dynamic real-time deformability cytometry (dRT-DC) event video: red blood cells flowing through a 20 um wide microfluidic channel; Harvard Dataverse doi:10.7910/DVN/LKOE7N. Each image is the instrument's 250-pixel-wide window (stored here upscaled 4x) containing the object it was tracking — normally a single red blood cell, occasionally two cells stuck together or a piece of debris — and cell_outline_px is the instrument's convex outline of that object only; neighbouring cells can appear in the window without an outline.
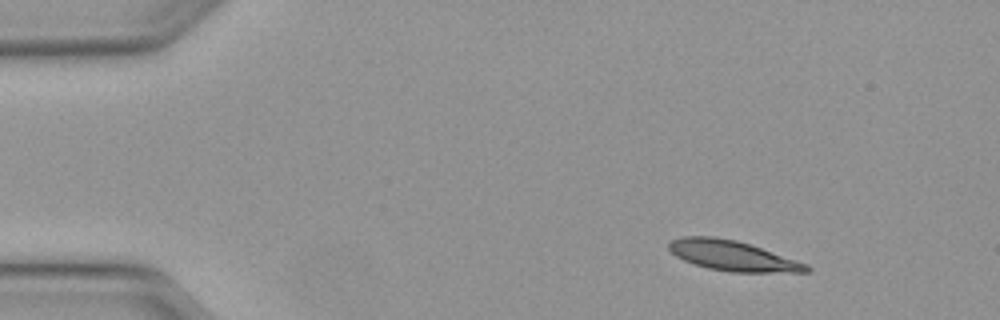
{"species": "Egyptian fruit bat (a non-hibernating species)", "species_latin": "Rousettus aegyptiacus", "temperature_condition": "warm", "stored_images_in_passage": 10, "camera_frame_rate_fps": 3000, "um_per_image_px": 0.085, "animal": {"sex": "female"}, "frame": {"image": 1, "passage_image": 1, "time_ms": 0.0, "image_size_px": [1000, 320], "cell_outline_px": [[812, 272], [732, 272], [708, 268], [684, 260], [676, 256], [668, 248], [668, 240], [684, 236], [716, 236], [736, 240], [808, 264], [812, 268]], "centroid_in_image_um": [62.25, 21.73], "position_along_channel_um": 22.7, "area_um2": 24.04}}
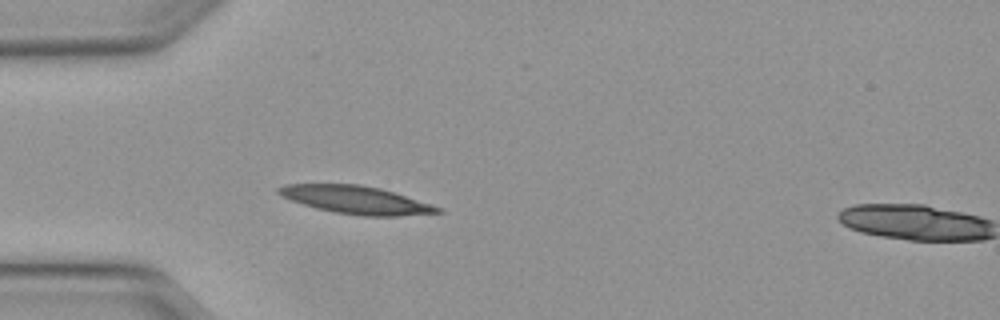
{"frame": {"image": 2, "passage_image": 9, "time_ms": 2.667, "image_size_px": [1000, 320], "cell_outline_px": [[444, 212], [400, 216], [360, 216], [336, 212], [316, 208], [280, 196], [276, 192], [276, 188], [288, 184], [360, 184], [380, 188], [432, 204], [444, 208]], "centroid_in_image_um": [30.29, 16.99], "position_along_channel_um": 54.7, "area_um2": 25.84}}